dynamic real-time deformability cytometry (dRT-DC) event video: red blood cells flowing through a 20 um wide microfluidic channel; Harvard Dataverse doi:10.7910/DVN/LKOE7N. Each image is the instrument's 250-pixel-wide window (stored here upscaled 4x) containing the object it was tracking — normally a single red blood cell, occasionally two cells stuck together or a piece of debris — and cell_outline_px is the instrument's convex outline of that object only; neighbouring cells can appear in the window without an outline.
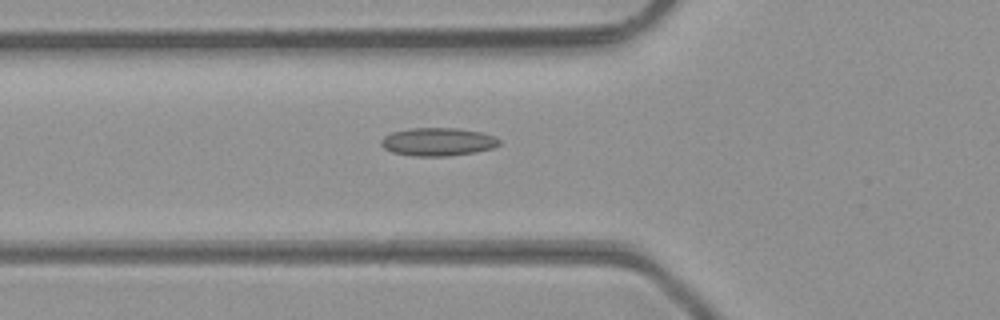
{"species": "common noctule bat (a hibernating species)", "species_latin": "Nyctalus noctula", "temperature_condition": "room temperature", "stored_images_in_passage": 32, "camera_frame_rate_fps": 3000, "um_per_image_px": 0.085, "animal": {"sex": "male", "body_mass_g": 23.1, "forearm_length_mm": 52.7}, "frame": {"image": 1, "passage_image": 2, "time_ms": 0.333, "image_size_px": [1000, 320], "cell_outline_px": [[500, 144], [492, 148], [476, 152], [448, 156], [412, 156], [392, 152], [384, 148], [380, 144], [380, 140], [384, 136], [392, 132], [408, 128], [456, 128], [480, 132], [492, 136], [500, 140]], "centroid_in_image_um": [37.18, 12.06], "position_along_channel_um": 88.6, "area_um2": 19.36}}
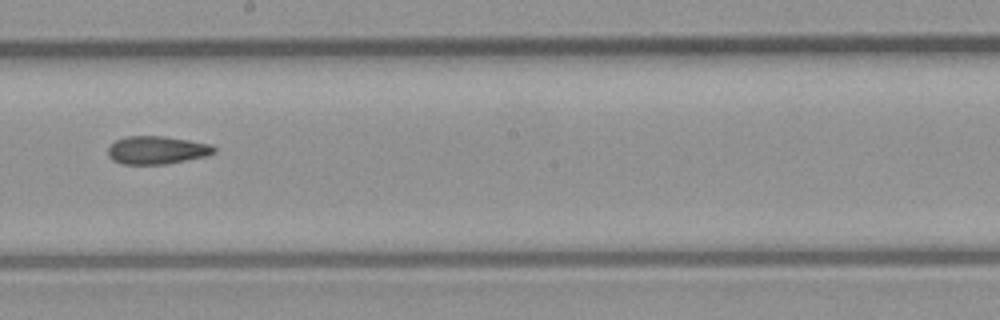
{"frame": {"image": 2, "passage_image": 12, "time_ms": 3.667, "image_size_px": [1000, 320], "cell_outline_px": [[216, 152], [204, 156], [164, 164], [120, 164], [112, 160], [108, 156], [108, 148], [116, 140], [128, 136], [164, 136], [188, 140], [208, 144], [216, 148]], "centroid_in_image_um": [13.29, 12.76], "position_along_channel_um": 234.9, "area_um2": 17.11}}
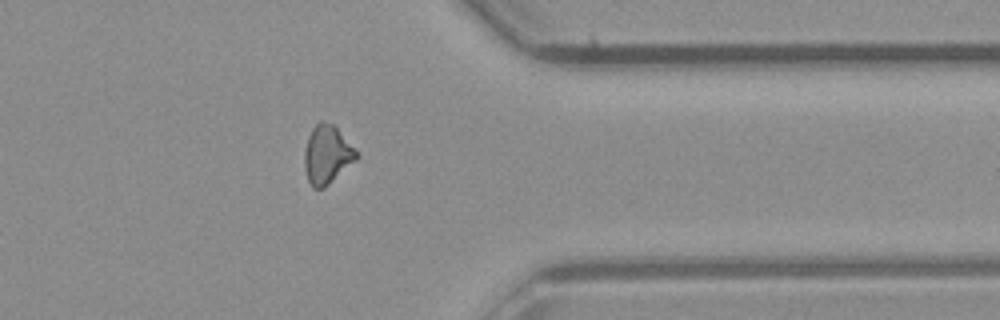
{"frame": {"image": 3, "passage_image": 23, "time_ms": 7.333, "image_size_px": [1000, 320], "cell_outline_px": [[360, 156], [356, 160], [324, 188], [312, 188], [308, 180], [304, 168], [304, 152], [308, 136], [312, 128], [320, 120], [324, 120], [332, 124], [360, 152]], "centroid_in_image_um": [27.81, 13.13], "position_along_channel_um": 383.6, "area_um2": 17.86}}